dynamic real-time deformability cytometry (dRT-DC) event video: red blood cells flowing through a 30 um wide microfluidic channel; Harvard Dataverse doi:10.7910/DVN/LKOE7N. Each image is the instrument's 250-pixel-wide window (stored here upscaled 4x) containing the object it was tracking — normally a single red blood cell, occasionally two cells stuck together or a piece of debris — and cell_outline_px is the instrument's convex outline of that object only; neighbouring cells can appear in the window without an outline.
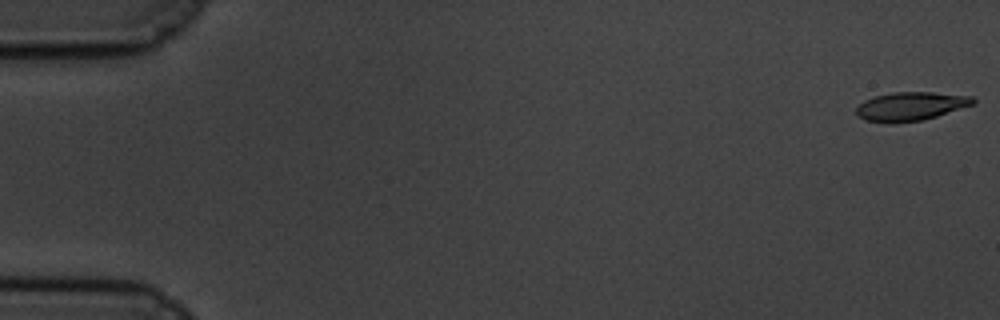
{"species": "common noctule bat (a hibernating species)", "species_latin": "Nyctalus noctula", "temperature_condition": "cold", "stored_images_in_passage": 59, "camera_frame_rate_fps": 3000, "um_per_image_px": 0.085, "animal": {"sex": "male", "body_mass_g": 19.5, "forearm_length_mm": 54.6}, "frame": {"image": 1, "passage_image": 1, "time_ms": 0.0, "image_size_px": [1000, 320], "cell_outline_px": [[976, 100], [972, 104], [924, 120], [892, 124], [888, 124], [864, 120], [856, 116], [856, 108], [864, 100], [876, 96], [892, 92], [932, 92], [972, 96]], "centroid_in_image_um": [77.34, 9.05], "position_along_channel_um": 7.7, "area_um2": 19.59}}
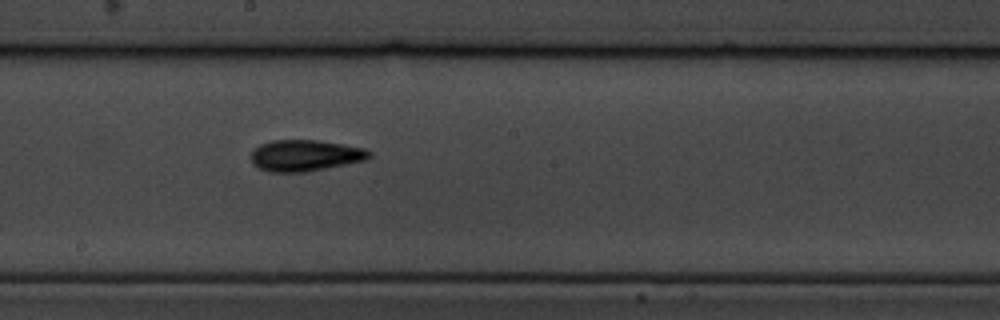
{"frame": {"image": 2, "passage_image": 33, "time_ms": 10.667, "image_size_px": [1000, 320], "cell_outline_px": [[372, 156], [364, 160], [308, 172], [268, 172], [252, 164], [252, 152], [260, 144], [272, 140], [316, 140], [364, 148], [372, 152]], "centroid_in_image_um": [25.93, 13.22], "position_along_channel_um": 222.3, "area_um2": 21.44}}
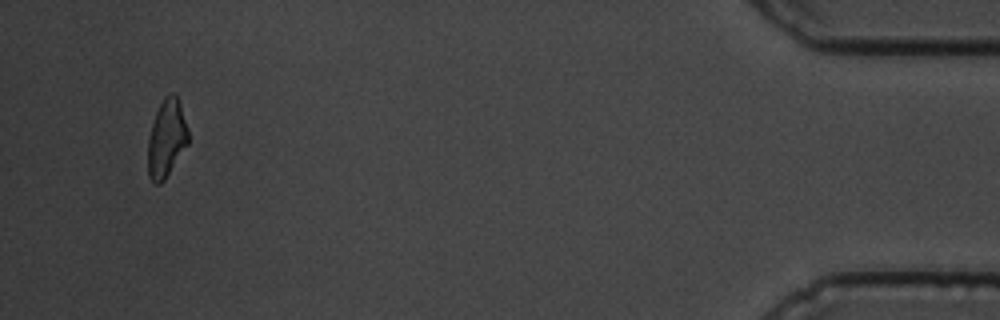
{"frame": {"image": 3, "passage_image": 57, "time_ms": 18.667, "image_size_px": [1000, 320], "cell_outline_px": [[188, 144], [164, 180], [160, 184], [156, 184], [148, 176], [148, 140], [152, 124], [156, 112], [164, 96], [168, 92], [176, 92], [180, 100], [188, 128]], "centroid_in_image_um": [14.17, 11.71], "position_along_channel_um": 421.0, "area_um2": 18.44}}